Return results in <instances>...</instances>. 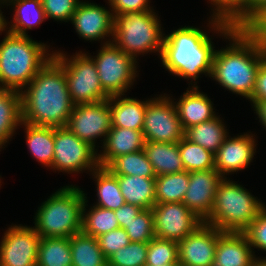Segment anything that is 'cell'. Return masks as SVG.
<instances>
[{
    "label": "cell",
    "mask_w": 266,
    "mask_h": 266,
    "mask_svg": "<svg viewBox=\"0 0 266 266\" xmlns=\"http://www.w3.org/2000/svg\"><path fill=\"white\" fill-rule=\"evenodd\" d=\"M74 103L62 64L53 56L21 91L22 122L45 127H66Z\"/></svg>",
    "instance_id": "1"
},
{
    "label": "cell",
    "mask_w": 266,
    "mask_h": 266,
    "mask_svg": "<svg viewBox=\"0 0 266 266\" xmlns=\"http://www.w3.org/2000/svg\"><path fill=\"white\" fill-rule=\"evenodd\" d=\"M228 37L233 43L215 50L210 76L229 91L250 99L258 68L266 56L244 29L233 28Z\"/></svg>",
    "instance_id": "2"
},
{
    "label": "cell",
    "mask_w": 266,
    "mask_h": 266,
    "mask_svg": "<svg viewBox=\"0 0 266 266\" xmlns=\"http://www.w3.org/2000/svg\"><path fill=\"white\" fill-rule=\"evenodd\" d=\"M207 33L182 27L164 37L161 60L172 74L196 80L199 74L211 75L215 50Z\"/></svg>",
    "instance_id": "3"
},
{
    "label": "cell",
    "mask_w": 266,
    "mask_h": 266,
    "mask_svg": "<svg viewBox=\"0 0 266 266\" xmlns=\"http://www.w3.org/2000/svg\"><path fill=\"white\" fill-rule=\"evenodd\" d=\"M46 47V44L38 43L28 35L7 31L0 43V88L21 92L53 57V53L46 52Z\"/></svg>",
    "instance_id": "4"
},
{
    "label": "cell",
    "mask_w": 266,
    "mask_h": 266,
    "mask_svg": "<svg viewBox=\"0 0 266 266\" xmlns=\"http://www.w3.org/2000/svg\"><path fill=\"white\" fill-rule=\"evenodd\" d=\"M85 193L76 186H65L39 207L35 231L42 237H66L81 232Z\"/></svg>",
    "instance_id": "5"
},
{
    "label": "cell",
    "mask_w": 266,
    "mask_h": 266,
    "mask_svg": "<svg viewBox=\"0 0 266 266\" xmlns=\"http://www.w3.org/2000/svg\"><path fill=\"white\" fill-rule=\"evenodd\" d=\"M246 190L223 178L217 185L211 214L204 222L221 232L243 233L266 207Z\"/></svg>",
    "instance_id": "6"
},
{
    "label": "cell",
    "mask_w": 266,
    "mask_h": 266,
    "mask_svg": "<svg viewBox=\"0 0 266 266\" xmlns=\"http://www.w3.org/2000/svg\"><path fill=\"white\" fill-rule=\"evenodd\" d=\"M160 25L152 10L116 15L112 43L134 60L137 54L149 51L161 56L164 36Z\"/></svg>",
    "instance_id": "7"
},
{
    "label": "cell",
    "mask_w": 266,
    "mask_h": 266,
    "mask_svg": "<svg viewBox=\"0 0 266 266\" xmlns=\"http://www.w3.org/2000/svg\"><path fill=\"white\" fill-rule=\"evenodd\" d=\"M53 54L63 66L68 91L75 105L96 103L110 98L102 88L93 57L87 56L86 53H77L69 60L61 52Z\"/></svg>",
    "instance_id": "8"
},
{
    "label": "cell",
    "mask_w": 266,
    "mask_h": 266,
    "mask_svg": "<svg viewBox=\"0 0 266 266\" xmlns=\"http://www.w3.org/2000/svg\"><path fill=\"white\" fill-rule=\"evenodd\" d=\"M105 42L93 59L102 88L110 95H123L134 82L136 60L125 54L111 41ZM133 81V82H132Z\"/></svg>",
    "instance_id": "9"
},
{
    "label": "cell",
    "mask_w": 266,
    "mask_h": 266,
    "mask_svg": "<svg viewBox=\"0 0 266 266\" xmlns=\"http://www.w3.org/2000/svg\"><path fill=\"white\" fill-rule=\"evenodd\" d=\"M173 103L165 95L146 100L142 128L145 141L176 143L184 137V130Z\"/></svg>",
    "instance_id": "10"
},
{
    "label": "cell",
    "mask_w": 266,
    "mask_h": 266,
    "mask_svg": "<svg viewBox=\"0 0 266 266\" xmlns=\"http://www.w3.org/2000/svg\"><path fill=\"white\" fill-rule=\"evenodd\" d=\"M96 152L67 127H54V156L51 168L68 173L85 169L95 170L99 166Z\"/></svg>",
    "instance_id": "11"
},
{
    "label": "cell",
    "mask_w": 266,
    "mask_h": 266,
    "mask_svg": "<svg viewBox=\"0 0 266 266\" xmlns=\"http://www.w3.org/2000/svg\"><path fill=\"white\" fill-rule=\"evenodd\" d=\"M79 139L95 149V139L105 136L111 129V109L108 100L96 103L76 104L66 126Z\"/></svg>",
    "instance_id": "12"
},
{
    "label": "cell",
    "mask_w": 266,
    "mask_h": 266,
    "mask_svg": "<svg viewBox=\"0 0 266 266\" xmlns=\"http://www.w3.org/2000/svg\"><path fill=\"white\" fill-rule=\"evenodd\" d=\"M155 237L179 242L203 223L183 202L156 203L152 207Z\"/></svg>",
    "instance_id": "13"
},
{
    "label": "cell",
    "mask_w": 266,
    "mask_h": 266,
    "mask_svg": "<svg viewBox=\"0 0 266 266\" xmlns=\"http://www.w3.org/2000/svg\"><path fill=\"white\" fill-rule=\"evenodd\" d=\"M41 238L32 227L8 228L0 244V266H36Z\"/></svg>",
    "instance_id": "14"
},
{
    "label": "cell",
    "mask_w": 266,
    "mask_h": 266,
    "mask_svg": "<svg viewBox=\"0 0 266 266\" xmlns=\"http://www.w3.org/2000/svg\"><path fill=\"white\" fill-rule=\"evenodd\" d=\"M222 232L203 222L178 243V262L182 266H212L217 238Z\"/></svg>",
    "instance_id": "15"
},
{
    "label": "cell",
    "mask_w": 266,
    "mask_h": 266,
    "mask_svg": "<svg viewBox=\"0 0 266 266\" xmlns=\"http://www.w3.org/2000/svg\"><path fill=\"white\" fill-rule=\"evenodd\" d=\"M222 179L216 169L189 172V184L182 202L203 222L211 214L217 185Z\"/></svg>",
    "instance_id": "16"
},
{
    "label": "cell",
    "mask_w": 266,
    "mask_h": 266,
    "mask_svg": "<svg viewBox=\"0 0 266 266\" xmlns=\"http://www.w3.org/2000/svg\"><path fill=\"white\" fill-rule=\"evenodd\" d=\"M76 32L85 40H99L113 36L114 15L104 7L80 2L71 18Z\"/></svg>",
    "instance_id": "17"
},
{
    "label": "cell",
    "mask_w": 266,
    "mask_h": 266,
    "mask_svg": "<svg viewBox=\"0 0 266 266\" xmlns=\"http://www.w3.org/2000/svg\"><path fill=\"white\" fill-rule=\"evenodd\" d=\"M228 136L214 154L215 169L224 178L229 172H236L247 168L254 157L255 139L249 134L230 139Z\"/></svg>",
    "instance_id": "18"
},
{
    "label": "cell",
    "mask_w": 266,
    "mask_h": 266,
    "mask_svg": "<svg viewBox=\"0 0 266 266\" xmlns=\"http://www.w3.org/2000/svg\"><path fill=\"white\" fill-rule=\"evenodd\" d=\"M244 233L222 232L212 266H253L256 258Z\"/></svg>",
    "instance_id": "19"
},
{
    "label": "cell",
    "mask_w": 266,
    "mask_h": 266,
    "mask_svg": "<svg viewBox=\"0 0 266 266\" xmlns=\"http://www.w3.org/2000/svg\"><path fill=\"white\" fill-rule=\"evenodd\" d=\"M144 143L142 130L111 126L103 144L104 150L98 154V165L107 167L118 156L141 151Z\"/></svg>",
    "instance_id": "20"
},
{
    "label": "cell",
    "mask_w": 266,
    "mask_h": 266,
    "mask_svg": "<svg viewBox=\"0 0 266 266\" xmlns=\"http://www.w3.org/2000/svg\"><path fill=\"white\" fill-rule=\"evenodd\" d=\"M175 107L183 130L216 117L211 100L198 91V86L187 90Z\"/></svg>",
    "instance_id": "21"
},
{
    "label": "cell",
    "mask_w": 266,
    "mask_h": 266,
    "mask_svg": "<svg viewBox=\"0 0 266 266\" xmlns=\"http://www.w3.org/2000/svg\"><path fill=\"white\" fill-rule=\"evenodd\" d=\"M157 176L184 171L179 142L163 143L145 141L143 148Z\"/></svg>",
    "instance_id": "22"
},
{
    "label": "cell",
    "mask_w": 266,
    "mask_h": 266,
    "mask_svg": "<svg viewBox=\"0 0 266 266\" xmlns=\"http://www.w3.org/2000/svg\"><path fill=\"white\" fill-rule=\"evenodd\" d=\"M121 96L113 95L109 98L111 126L142 130L146 101L141 102L134 98H122Z\"/></svg>",
    "instance_id": "23"
},
{
    "label": "cell",
    "mask_w": 266,
    "mask_h": 266,
    "mask_svg": "<svg viewBox=\"0 0 266 266\" xmlns=\"http://www.w3.org/2000/svg\"><path fill=\"white\" fill-rule=\"evenodd\" d=\"M125 203L142 209H152L156 204L155 178L116 175Z\"/></svg>",
    "instance_id": "24"
},
{
    "label": "cell",
    "mask_w": 266,
    "mask_h": 266,
    "mask_svg": "<svg viewBox=\"0 0 266 266\" xmlns=\"http://www.w3.org/2000/svg\"><path fill=\"white\" fill-rule=\"evenodd\" d=\"M18 125H22L21 92L0 88V148L12 138Z\"/></svg>",
    "instance_id": "25"
},
{
    "label": "cell",
    "mask_w": 266,
    "mask_h": 266,
    "mask_svg": "<svg viewBox=\"0 0 266 266\" xmlns=\"http://www.w3.org/2000/svg\"><path fill=\"white\" fill-rule=\"evenodd\" d=\"M227 134L222 120L217 116L184 130L185 139L202 146L213 154H215L223 144Z\"/></svg>",
    "instance_id": "26"
},
{
    "label": "cell",
    "mask_w": 266,
    "mask_h": 266,
    "mask_svg": "<svg viewBox=\"0 0 266 266\" xmlns=\"http://www.w3.org/2000/svg\"><path fill=\"white\" fill-rule=\"evenodd\" d=\"M72 266H108L96 237L80 232L70 237Z\"/></svg>",
    "instance_id": "27"
},
{
    "label": "cell",
    "mask_w": 266,
    "mask_h": 266,
    "mask_svg": "<svg viewBox=\"0 0 266 266\" xmlns=\"http://www.w3.org/2000/svg\"><path fill=\"white\" fill-rule=\"evenodd\" d=\"M210 1V0H209ZM256 0H211L216 7L210 23L227 38L233 25L255 4ZM214 19V20H213Z\"/></svg>",
    "instance_id": "28"
},
{
    "label": "cell",
    "mask_w": 266,
    "mask_h": 266,
    "mask_svg": "<svg viewBox=\"0 0 266 266\" xmlns=\"http://www.w3.org/2000/svg\"><path fill=\"white\" fill-rule=\"evenodd\" d=\"M30 153L41 164L52 166L54 156V127L35 126L22 122Z\"/></svg>",
    "instance_id": "29"
},
{
    "label": "cell",
    "mask_w": 266,
    "mask_h": 266,
    "mask_svg": "<svg viewBox=\"0 0 266 266\" xmlns=\"http://www.w3.org/2000/svg\"><path fill=\"white\" fill-rule=\"evenodd\" d=\"M5 1L16 7L13 18L14 23L8 30L9 33L26 36L27 29H32V27L39 25L44 19H46L41 0Z\"/></svg>",
    "instance_id": "30"
},
{
    "label": "cell",
    "mask_w": 266,
    "mask_h": 266,
    "mask_svg": "<svg viewBox=\"0 0 266 266\" xmlns=\"http://www.w3.org/2000/svg\"><path fill=\"white\" fill-rule=\"evenodd\" d=\"M97 181L98 202L95 206L116 210L125 204L117 176L107 167L98 166L92 171Z\"/></svg>",
    "instance_id": "31"
},
{
    "label": "cell",
    "mask_w": 266,
    "mask_h": 266,
    "mask_svg": "<svg viewBox=\"0 0 266 266\" xmlns=\"http://www.w3.org/2000/svg\"><path fill=\"white\" fill-rule=\"evenodd\" d=\"M36 266H72L70 238H41Z\"/></svg>",
    "instance_id": "32"
},
{
    "label": "cell",
    "mask_w": 266,
    "mask_h": 266,
    "mask_svg": "<svg viewBox=\"0 0 266 266\" xmlns=\"http://www.w3.org/2000/svg\"><path fill=\"white\" fill-rule=\"evenodd\" d=\"M189 184V172L171 173L155 178L156 203L182 202Z\"/></svg>",
    "instance_id": "33"
},
{
    "label": "cell",
    "mask_w": 266,
    "mask_h": 266,
    "mask_svg": "<svg viewBox=\"0 0 266 266\" xmlns=\"http://www.w3.org/2000/svg\"><path fill=\"white\" fill-rule=\"evenodd\" d=\"M107 168L114 175L156 178L153 166L147 159L144 150L118 156L107 166Z\"/></svg>",
    "instance_id": "34"
},
{
    "label": "cell",
    "mask_w": 266,
    "mask_h": 266,
    "mask_svg": "<svg viewBox=\"0 0 266 266\" xmlns=\"http://www.w3.org/2000/svg\"><path fill=\"white\" fill-rule=\"evenodd\" d=\"M86 199L82 210L81 232L88 236L99 237L111 230L120 228L114 210L93 206L85 215Z\"/></svg>",
    "instance_id": "35"
},
{
    "label": "cell",
    "mask_w": 266,
    "mask_h": 266,
    "mask_svg": "<svg viewBox=\"0 0 266 266\" xmlns=\"http://www.w3.org/2000/svg\"><path fill=\"white\" fill-rule=\"evenodd\" d=\"M179 151L187 172L215 169L214 154L184 137L179 141Z\"/></svg>",
    "instance_id": "36"
},
{
    "label": "cell",
    "mask_w": 266,
    "mask_h": 266,
    "mask_svg": "<svg viewBox=\"0 0 266 266\" xmlns=\"http://www.w3.org/2000/svg\"><path fill=\"white\" fill-rule=\"evenodd\" d=\"M178 262V243L154 237L148 242L145 266H164Z\"/></svg>",
    "instance_id": "37"
},
{
    "label": "cell",
    "mask_w": 266,
    "mask_h": 266,
    "mask_svg": "<svg viewBox=\"0 0 266 266\" xmlns=\"http://www.w3.org/2000/svg\"><path fill=\"white\" fill-rule=\"evenodd\" d=\"M130 242L148 243L155 237L152 209H143L123 228Z\"/></svg>",
    "instance_id": "38"
},
{
    "label": "cell",
    "mask_w": 266,
    "mask_h": 266,
    "mask_svg": "<svg viewBox=\"0 0 266 266\" xmlns=\"http://www.w3.org/2000/svg\"><path fill=\"white\" fill-rule=\"evenodd\" d=\"M148 243L130 242L108 258V266H145Z\"/></svg>",
    "instance_id": "39"
},
{
    "label": "cell",
    "mask_w": 266,
    "mask_h": 266,
    "mask_svg": "<svg viewBox=\"0 0 266 266\" xmlns=\"http://www.w3.org/2000/svg\"><path fill=\"white\" fill-rule=\"evenodd\" d=\"M81 1L79 0H41L45 17L60 21H71Z\"/></svg>",
    "instance_id": "40"
},
{
    "label": "cell",
    "mask_w": 266,
    "mask_h": 266,
    "mask_svg": "<svg viewBox=\"0 0 266 266\" xmlns=\"http://www.w3.org/2000/svg\"><path fill=\"white\" fill-rule=\"evenodd\" d=\"M97 241L101 251L107 258L130 243L129 237L123 228L111 230L97 237Z\"/></svg>",
    "instance_id": "41"
},
{
    "label": "cell",
    "mask_w": 266,
    "mask_h": 266,
    "mask_svg": "<svg viewBox=\"0 0 266 266\" xmlns=\"http://www.w3.org/2000/svg\"><path fill=\"white\" fill-rule=\"evenodd\" d=\"M251 247L266 251V207L243 232Z\"/></svg>",
    "instance_id": "42"
},
{
    "label": "cell",
    "mask_w": 266,
    "mask_h": 266,
    "mask_svg": "<svg viewBox=\"0 0 266 266\" xmlns=\"http://www.w3.org/2000/svg\"><path fill=\"white\" fill-rule=\"evenodd\" d=\"M266 56V13L259 15L244 29Z\"/></svg>",
    "instance_id": "43"
},
{
    "label": "cell",
    "mask_w": 266,
    "mask_h": 266,
    "mask_svg": "<svg viewBox=\"0 0 266 266\" xmlns=\"http://www.w3.org/2000/svg\"><path fill=\"white\" fill-rule=\"evenodd\" d=\"M112 7L113 15L151 10L149 0H108Z\"/></svg>",
    "instance_id": "44"
},
{
    "label": "cell",
    "mask_w": 266,
    "mask_h": 266,
    "mask_svg": "<svg viewBox=\"0 0 266 266\" xmlns=\"http://www.w3.org/2000/svg\"><path fill=\"white\" fill-rule=\"evenodd\" d=\"M266 13V0H256L255 4L233 25L236 29H245L255 18Z\"/></svg>",
    "instance_id": "45"
},
{
    "label": "cell",
    "mask_w": 266,
    "mask_h": 266,
    "mask_svg": "<svg viewBox=\"0 0 266 266\" xmlns=\"http://www.w3.org/2000/svg\"><path fill=\"white\" fill-rule=\"evenodd\" d=\"M250 101H266V58L258 68L255 88Z\"/></svg>",
    "instance_id": "46"
},
{
    "label": "cell",
    "mask_w": 266,
    "mask_h": 266,
    "mask_svg": "<svg viewBox=\"0 0 266 266\" xmlns=\"http://www.w3.org/2000/svg\"><path fill=\"white\" fill-rule=\"evenodd\" d=\"M143 209L137 205L125 203L120 208L114 210L120 228H124Z\"/></svg>",
    "instance_id": "47"
},
{
    "label": "cell",
    "mask_w": 266,
    "mask_h": 266,
    "mask_svg": "<svg viewBox=\"0 0 266 266\" xmlns=\"http://www.w3.org/2000/svg\"><path fill=\"white\" fill-rule=\"evenodd\" d=\"M260 122L266 128V101L252 102Z\"/></svg>",
    "instance_id": "48"
},
{
    "label": "cell",
    "mask_w": 266,
    "mask_h": 266,
    "mask_svg": "<svg viewBox=\"0 0 266 266\" xmlns=\"http://www.w3.org/2000/svg\"><path fill=\"white\" fill-rule=\"evenodd\" d=\"M3 1V2H2ZM0 2H2V3H6V1L5 0H0ZM6 26H7V22H6V20L4 19V16L2 15V13H1V10H0V31H5L6 29Z\"/></svg>",
    "instance_id": "49"
},
{
    "label": "cell",
    "mask_w": 266,
    "mask_h": 266,
    "mask_svg": "<svg viewBox=\"0 0 266 266\" xmlns=\"http://www.w3.org/2000/svg\"><path fill=\"white\" fill-rule=\"evenodd\" d=\"M253 266H266V259L265 258H263V259H256L255 261H254V264H253Z\"/></svg>",
    "instance_id": "50"
},
{
    "label": "cell",
    "mask_w": 266,
    "mask_h": 266,
    "mask_svg": "<svg viewBox=\"0 0 266 266\" xmlns=\"http://www.w3.org/2000/svg\"><path fill=\"white\" fill-rule=\"evenodd\" d=\"M164 266H180V263L167 264V265H164Z\"/></svg>",
    "instance_id": "51"
}]
</instances>
